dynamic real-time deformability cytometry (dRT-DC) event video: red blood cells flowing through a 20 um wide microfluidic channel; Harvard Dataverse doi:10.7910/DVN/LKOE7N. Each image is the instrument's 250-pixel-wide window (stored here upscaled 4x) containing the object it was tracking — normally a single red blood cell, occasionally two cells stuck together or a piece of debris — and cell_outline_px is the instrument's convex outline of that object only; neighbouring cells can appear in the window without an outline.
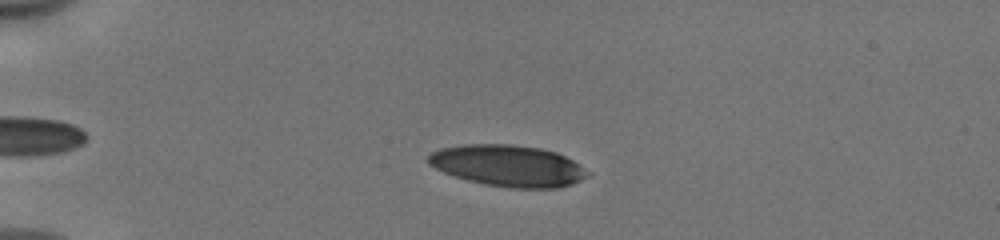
{"species": "human", "species_latin": "Homo sapiens", "temperature_condition": "cold", "stored_images_in_passage": 46, "camera_frame_rate_fps": 3000, "um_per_image_px": 0.085, "donor": {"sex": "male"}, "frame": {"image": 1, "passage_image": 13, "time_ms": 4.0, "image_size_px": [1000, 240], "cell_outline_px": [[592, 176], [572, 184], [556, 188], [512, 188], [484, 184], [468, 180], [444, 172], [428, 164], [428, 156], [432, 152], [440, 148], [464, 144], [508, 144], [540, 148], [556, 152], [572, 160], [592, 172]], "centroid_in_image_um": [43.23, 14.09], "position_along_channel_um": 41.8, "area_um2": 38.55}}
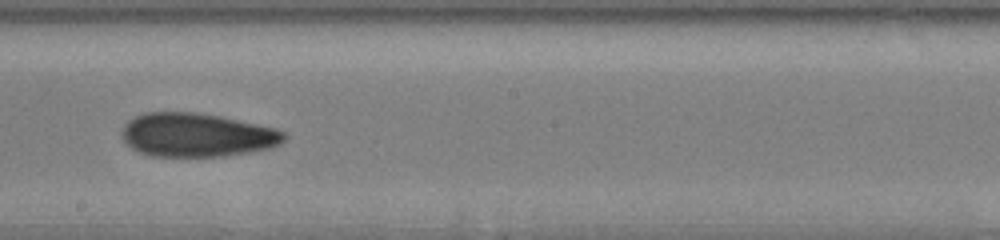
{"frame": {"image": 2, "passage_image": 31, "time_ms": 10.0, "image_size_px": [1000, 240], "cell_outline_px": [[288, 136], [280, 144], [272, 148], [224, 156], [152, 156], [140, 152], [132, 148], [124, 140], [120, 132], [124, 124], [128, 120], [144, 112], [196, 112], [220, 116], [276, 128], [284, 132]], "centroid_in_image_um": [16.73, 11.47], "position_along_channel_um": 231.5, "area_um2": 41.44}}
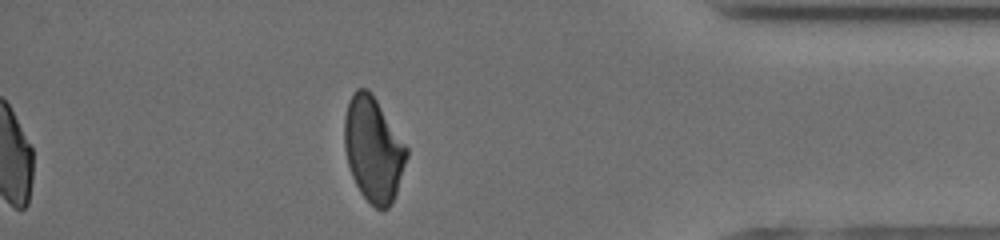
{"frame": {"image": 3, "passage_image": 46, "time_ms": 15.0, "image_size_px": [1000, 240], "cell_outline_px": [[408, 156], [396, 192], [388, 208], [376, 208], [360, 192], [352, 176], [348, 164], [344, 148], [344, 116], [348, 100], [352, 92], [356, 88], [368, 88], [408, 148]], "centroid_in_image_um": [31.71, 12.65], "position_along_channel_um": 403.5, "area_um2": 37.63}, "authors_computed_cell_mechanics": {"area_um2": 39.9109, "velocity_mm_per_s": 3.983, "shape_relaxation_time_tau1_ms": null, "shape_relaxation_time_tau2_ms": 3.598, "deformation_change_tau1": null, "deformation_change_tau2": 0.1215}}